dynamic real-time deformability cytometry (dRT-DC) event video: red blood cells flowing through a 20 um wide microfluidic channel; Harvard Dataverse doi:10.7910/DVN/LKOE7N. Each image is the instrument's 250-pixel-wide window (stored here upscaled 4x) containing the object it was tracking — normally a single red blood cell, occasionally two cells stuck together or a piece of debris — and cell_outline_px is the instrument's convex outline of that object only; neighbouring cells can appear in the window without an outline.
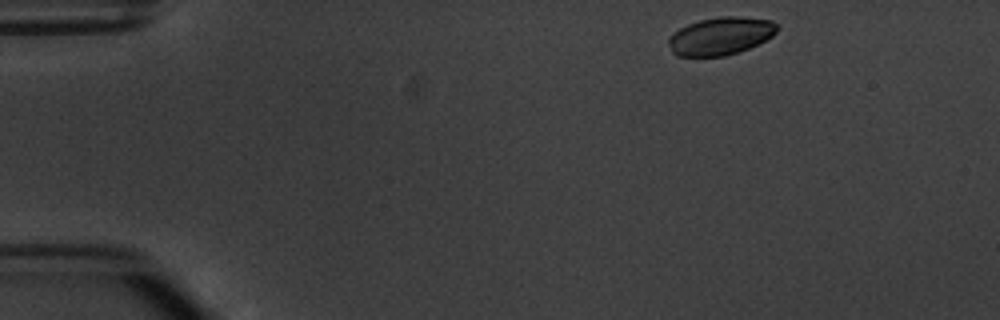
{"species": "common noctule bat (a hibernating species)", "species_latin": "Nyctalus noctula", "temperature_condition": "warm", "stored_images_in_passage": 3, "camera_frame_rate_fps": 3000, "um_per_image_px": 0.085, "animal": {"sex": "male", "body_mass_g": 20.1, "forearm_length_mm": 53.5}, "frame": {"image": 1, "passage_image": 1, "time_ms": 0.0, "image_size_px": [1000, 320], "cell_outline_px": [[780, 28], [772, 36], [740, 52], [724, 56], [676, 56], [672, 52], [668, 44], [668, 36], [672, 32], [688, 24], [700, 20], [720, 16], [736, 16], [772, 20], [780, 24]], "centroid_in_image_um": [61.25, 3.05], "position_along_channel_um": 23.8, "area_um2": 24.1}}